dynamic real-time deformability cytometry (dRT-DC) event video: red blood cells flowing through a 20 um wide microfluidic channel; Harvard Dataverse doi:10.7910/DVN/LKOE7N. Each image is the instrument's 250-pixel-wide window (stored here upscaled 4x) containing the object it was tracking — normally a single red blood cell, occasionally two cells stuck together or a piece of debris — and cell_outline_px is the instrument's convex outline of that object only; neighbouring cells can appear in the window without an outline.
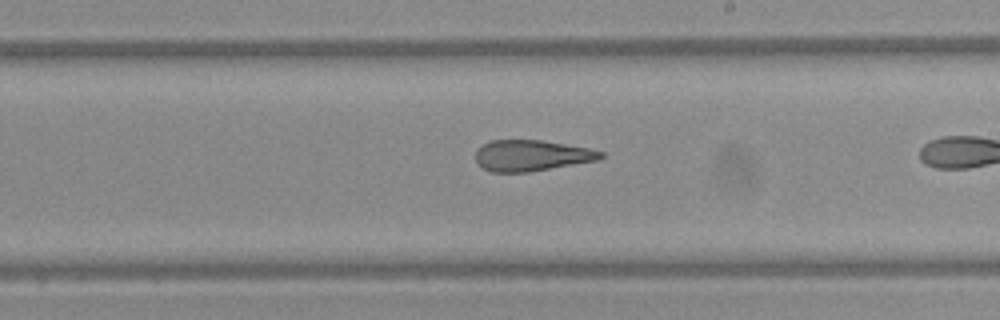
{"species": "Egyptian fruit bat (a non-hibernating species)", "species_latin": "Rousettus aegyptiacus", "temperature_condition": "warm", "stored_images_in_passage": 20, "camera_frame_rate_fps": 3000, "um_per_image_px": 0.085, "frame": {"image": 1, "passage_image": 16, "time_ms": 5.0, "image_size_px": [1000, 320], "cell_outline_px": [[604, 156], [600, 160], [528, 172], [492, 172], [476, 164], [476, 148], [492, 140], [540, 140], [588, 148], [604, 152]], "centroid_in_image_um": [45.17, 13.22], "position_along_channel_um": 243.8, "area_um2": 22.6}}